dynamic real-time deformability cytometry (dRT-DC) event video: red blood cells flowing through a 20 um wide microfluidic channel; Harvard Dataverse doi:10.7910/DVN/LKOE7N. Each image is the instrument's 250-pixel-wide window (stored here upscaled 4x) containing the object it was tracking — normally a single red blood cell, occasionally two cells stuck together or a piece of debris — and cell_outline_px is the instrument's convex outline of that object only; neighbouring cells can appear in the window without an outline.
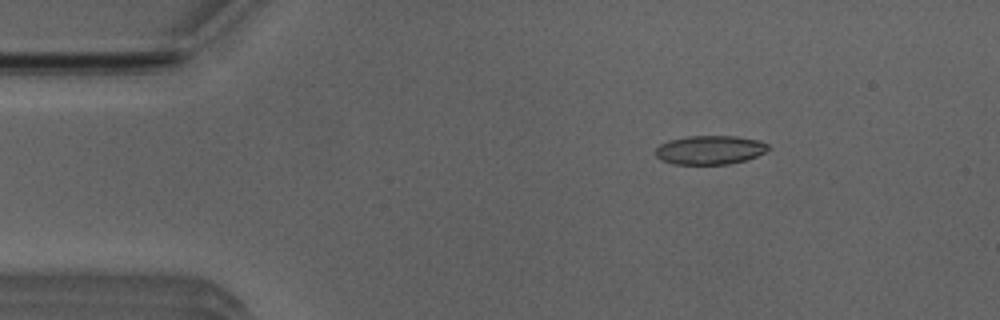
{"species": "Egyptian fruit bat (a non-hibernating species)", "species_latin": "Rousettus aegyptiacus", "temperature_condition": "room temperature", "stored_images_in_passage": 44, "camera_frame_rate_fps": 3000, "um_per_image_px": 0.085, "animal": {"sex": "male"}, "frame": {"image": 1, "passage_image": 1, "time_ms": 0.0, "image_size_px": [1000, 320], "cell_outline_px": [[772, 148], [756, 156], [744, 160], [728, 164], [672, 164], [660, 160], [656, 156], [656, 148], [660, 144], [668, 140], [688, 136], [736, 136], [756, 140], [768, 144]], "centroid_in_image_um": [60.32, 12.74], "position_along_channel_um": 24.7, "area_um2": 18.96}}
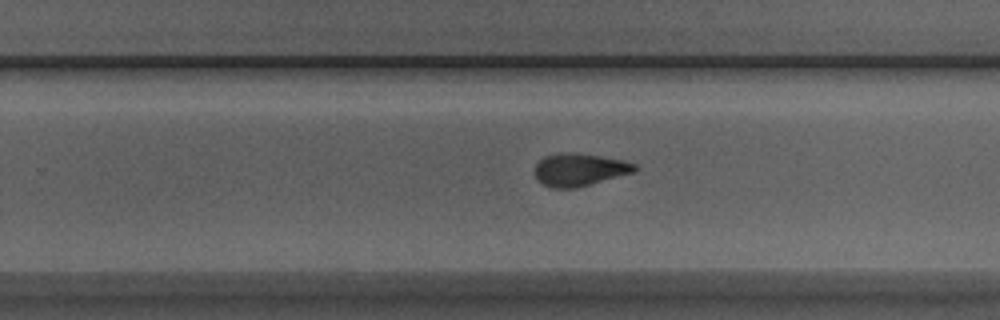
{"frame": {"image": 2, "passage_image": 25, "time_ms": 8.0, "image_size_px": [1000, 320], "cell_outline_px": [[636, 168], [632, 172], [576, 188], [552, 188], [544, 184], [536, 176], [536, 164], [544, 156], [560, 152], [576, 152], [624, 160], [636, 164]], "centroid_in_image_um": [49.24, 14.4], "position_along_channel_um": 280.6, "area_um2": 18.73}}
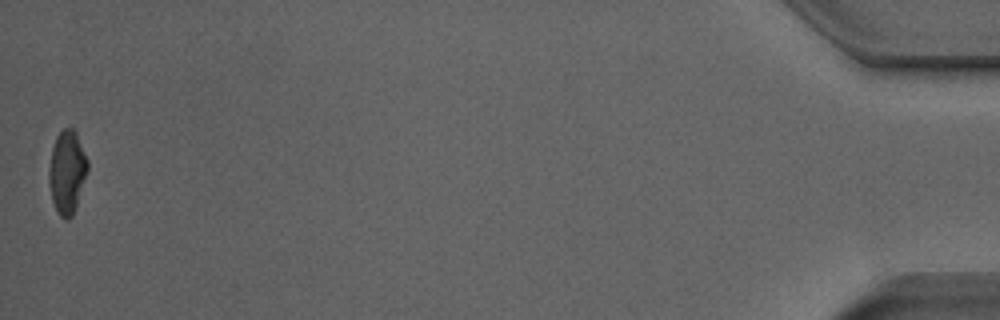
{"frame": {"image": 3, "passage_image": 44, "time_ms": 14.333, "image_size_px": [1000, 320], "cell_outline_px": [[88, 168], [72, 216], [68, 220], [64, 220], [60, 216], [52, 200], [48, 184], [48, 168], [52, 148], [56, 136], [64, 128], [72, 128], [76, 132], [88, 160]], "centroid_in_image_um": [5.67, 14.6], "position_along_channel_um": 429.5, "area_um2": 18.61}, "authors_computed_cell_mechanics": {"area_um2": 19.1318, "velocity_mm_per_s": 3.9848, "shape_relaxation_time_tau1_ms": 10.2967, "shape_relaxation_time_tau2_ms": 1.6632, "deformation_change_tau1": 0.2474, "deformation_change_tau2": 0.0711}}